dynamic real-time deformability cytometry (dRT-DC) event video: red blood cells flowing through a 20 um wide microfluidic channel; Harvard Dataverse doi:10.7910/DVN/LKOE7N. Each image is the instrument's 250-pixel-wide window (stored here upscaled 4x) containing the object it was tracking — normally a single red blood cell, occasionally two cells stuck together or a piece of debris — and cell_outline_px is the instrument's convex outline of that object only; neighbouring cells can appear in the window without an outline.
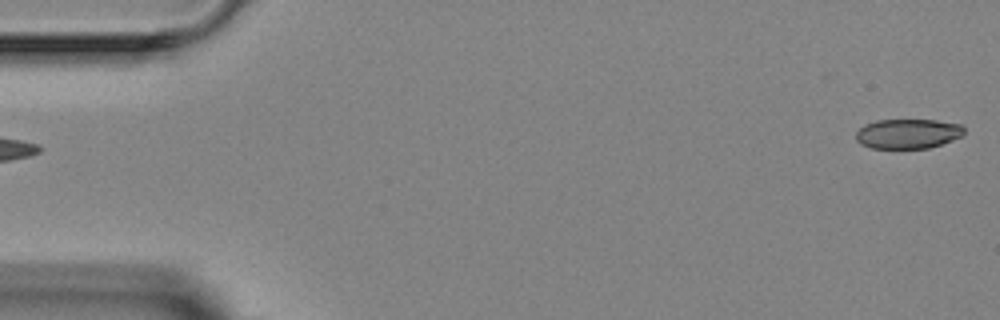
{"species": "Egyptian fruit bat (a non-hibernating species)", "species_latin": "Rousettus aegyptiacus", "temperature_condition": "room temperature", "stored_images_in_passage": 7, "camera_frame_rate_fps": 3000, "um_per_image_px": 0.085, "animal": {"sex": "female"}, "frame": {"image": 1, "passage_image": 1, "time_ms": 0.0, "image_size_px": [1000, 320], "cell_outline_px": [[964, 136], [928, 148], [872, 148], [860, 144], [856, 140], [856, 132], [864, 124], [876, 120], [936, 120], [960, 124], [964, 128]], "centroid_in_image_um": [77.16, 11.36], "position_along_channel_um": 7.8, "area_um2": 18.79}}
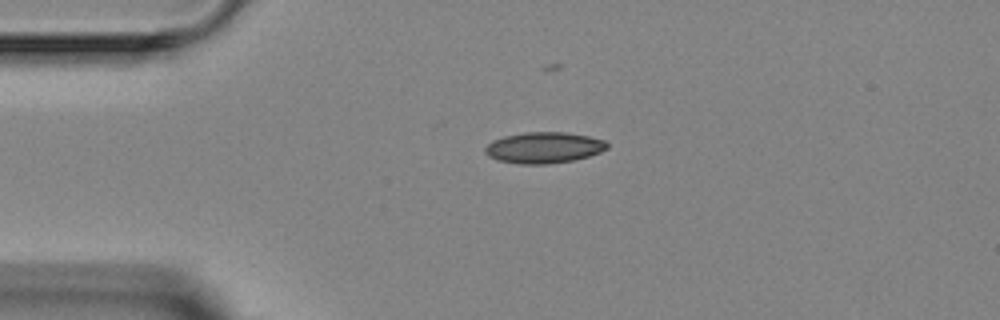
{"frame": {"image": 2, "passage_image": 4, "time_ms": 3.333, "image_size_px": [1000, 320], "cell_outline_px": [[608, 148], [600, 152], [588, 156], [572, 160], [548, 164], [520, 164], [500, 160], [488, 156], [484, 152], [484, 148], [492, 140], [504, 136], [524, 132], [564, 132], [588, 136], [604, 140], [608, 144]], "centroid_in_image_um": [46.21, 12.54], "position_along_channel_um": 38.8, "area_um2": 22.02}}
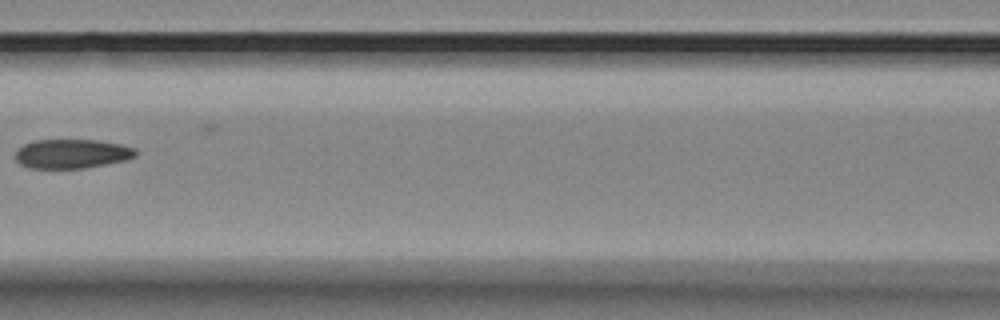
{"frame": {"image": 3, "passage_image": 7, "time_ms": 7.0, "image_size_px": [1000, 320], "cell_outline_px": [[136, 156], [128, 160], [84, 168], [28, 168], [20, 164], [16, 160], [16, 152], [24, 144], [32, 140], [96, 140], [120, 144], [136, 148]], "centroid_in_image_um": [6.12, 13.07], "position_along_channel_um": 160.5, "area_um2": 20.52}}